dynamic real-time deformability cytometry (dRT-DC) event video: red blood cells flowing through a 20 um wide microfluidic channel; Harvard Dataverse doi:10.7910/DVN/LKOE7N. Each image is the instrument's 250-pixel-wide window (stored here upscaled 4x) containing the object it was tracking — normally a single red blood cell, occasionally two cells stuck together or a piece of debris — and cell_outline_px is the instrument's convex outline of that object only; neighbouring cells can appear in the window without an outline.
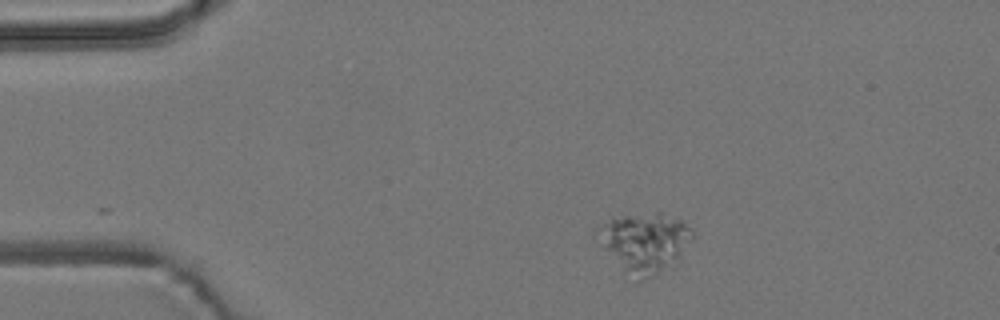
{"species": "common noctule bat (a hibernating species)", "species_latin": "Nyctalus noctula", "temperature_condition": "room temperature", "stored_images_in_passage": 2, "camera_frame_rate_fps": 3000, "um_per_image_px": 0.085, "animal": {"sex": "male", "body_mass_g": 19.2, "forearm_length_mm": 51.8}, "frame": {"image": 1, "passage_image": 2, "time_ms": 1.0, "image_size_px": [1000, 320], "cell_outline_px": [[692, 236], [676, 268], [640, 280], [624, 272], [592, 236], [596, 228], [612, 216], [656, 212], [660, 212], [680, 220], [692, 228]], "centroid_in_image_um": [54.76, 20.61], "position_along_channel_um": 30.2, "area_um2": 33.87}}